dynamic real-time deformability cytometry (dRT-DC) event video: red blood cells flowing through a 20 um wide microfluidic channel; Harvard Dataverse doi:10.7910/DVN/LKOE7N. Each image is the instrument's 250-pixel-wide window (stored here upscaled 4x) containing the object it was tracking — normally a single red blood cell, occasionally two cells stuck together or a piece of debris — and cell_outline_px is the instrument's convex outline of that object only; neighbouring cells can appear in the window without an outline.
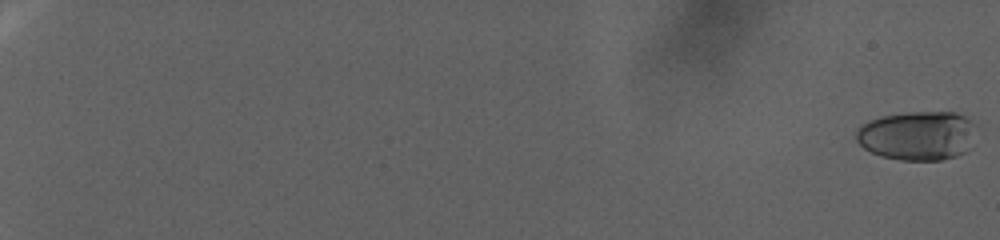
{"species": "human", "species_latin": "Homo sapiens", "temperature_condition": "warm", "stored_images_in_passage": 103, "camera_frame_rate_fps": 3000, "um_per_image_px": 0.085, "donor": {"sex": "female"}, "frame": {"image": 1, "passage_image": 1, "time_ms": 0.0, "image_size_px": [1000, 240], "cell_outline_px": [[976, 124], [964, 152], [956, 156], [940, 160], [900, 160], [880, 156], [864, 148], [856, 140], [856, 128], [880, 116], [908, 112], [956, 112], [964, 116]], "centroid_in_image_um": [77.93, 11.52], "position_along_channel_um": 7.1, "area_um2": 34.04}}
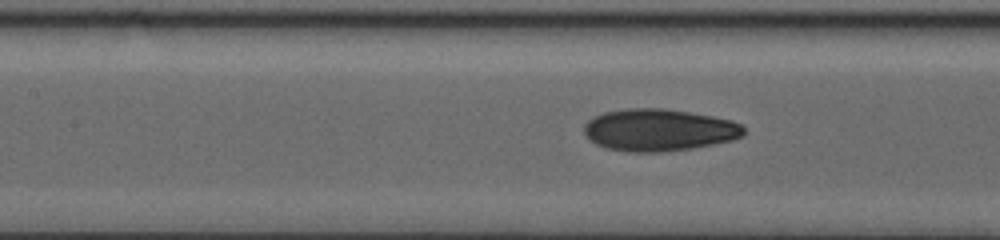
{"frame": {"image": 2, "passage_image": 57, "time_ms": 18.667, "image_size_px": [1000, 240], "cell_outline_px": [[744, 136], [732, 140], [692, 148], [664, 152], [628, 152], [604, 148], [588, 140], [584, 136], [584, 124], [592, 116], [604, 112], [628, 108], [664, 108], [712, 116], [732, 120], [740, 124], [744, 128]], "centroid_in_image_um": [55.96, 11.05], "position_along_channel_um": 151.4, "area_um2": 39.54}}
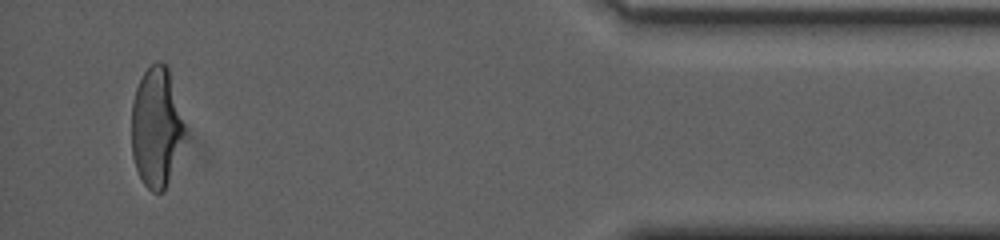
{"frame": {"image": 3, "passage_image": 99, "time_ms": 32.667, "image_size_px": [1000, 240], "cell_outline_px": [[184, 132], [164, 192], [152, 192], [144, 184], [136, 168], [132, 156], [132, 100], [136, 88], [144, 72], [156, 60], [160, 60], [168, 64], [184, 124]], "centroid_in_image_um": [13.26, 10.75], "position_along_channel_um": 421.9, "area_um2": 36.53}, "authors_computed_cell_mechanics": {"area_um2": 36.5296, "velocity_mm_per_s": 2.2614, "shape_relaxation_time_tau1_ms": null, "shape_relaxation_time_tau2_ms": 1.5627, "deformation_change_tau1": null, "deformation_change_tau2": 0.0664}}